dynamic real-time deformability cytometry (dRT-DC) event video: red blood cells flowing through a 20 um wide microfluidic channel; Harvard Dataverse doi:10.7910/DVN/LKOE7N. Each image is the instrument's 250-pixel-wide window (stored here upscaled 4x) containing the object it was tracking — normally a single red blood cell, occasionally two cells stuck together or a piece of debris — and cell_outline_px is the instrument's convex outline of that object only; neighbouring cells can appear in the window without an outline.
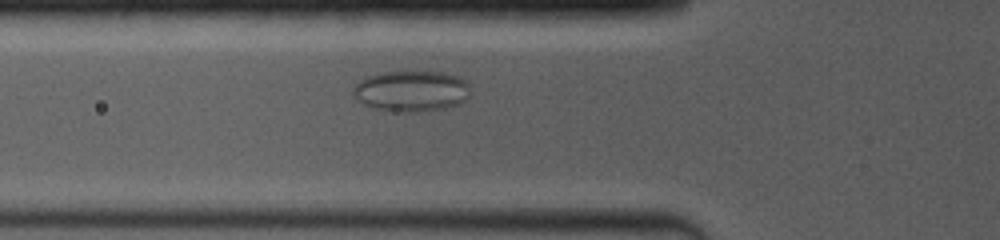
{"species": "common noctule bat (a hibernating species)", "species_latin": "Nyctalus noctula", "temperature_condition": "room temperature", "stored_images_in_passage": 20, "camera_frame_rate_fps": 4000, "um_per_image_px": 0.085, "animal": {"sex": "female", "body_mass_g": 19.0, "forearm_length_mm": 53.3}, "frame": {"image": 1, "passage_image": 5, "time_ms": 2.75, "image_size_px": [1000, 240], "cell_outline_px": [[468, 96], [460, 104], [444, 108], [412, 112], [404, 112], [372, 108], [356, 100], [352, 92], [356, 84], [360, 80], [368, 76], [380, 72], [444, 72], [460, 76], [468, 84]], "centroid_in_image_um": [34.95, 7.73], "position_along_channel_um": 90.9, "area_um2": 27.86}}
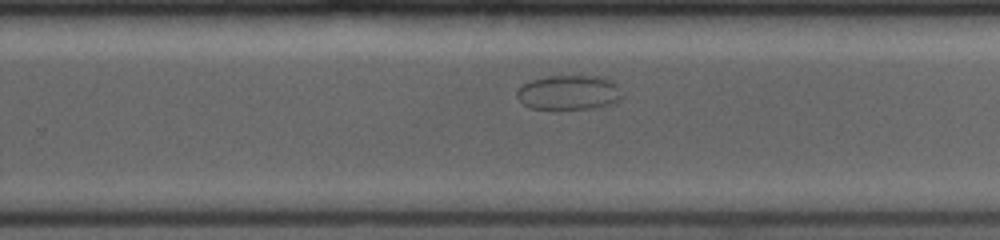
{"frame": {"image": 2, "passage_image": 14, "time_ms": 8.25, "image_size_px": [1000, 240], "cell_outline_px": [[624, 96], [616, 104], [592, 108], [528, 108], [516, 96], [516, 92], [524, 84], [532, 80], [548, 76], [600, 76], [612, 80], [616, 84]], "centroid_in_image_um": [48.42, 7.86], "position_along_channel_um": 281.4, "area_um2": 21.21}}
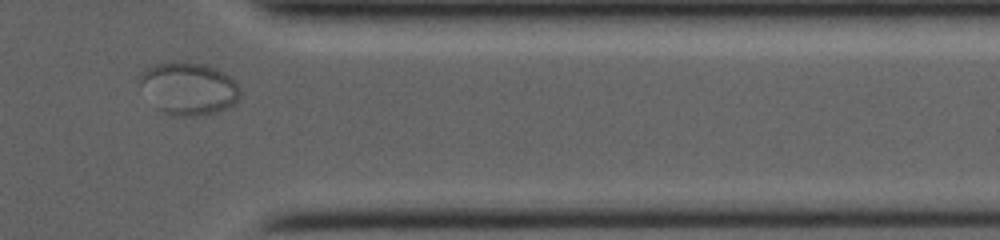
{"frame": {"image": 3, "passage_image": 19, "time_ms": 11.5, "image_size_px": [1000, 240], "cell_outline_px": [[240, 100], [236, 104], [216, 112], [196, 116], [172, 116], [156, 108], [136, 80], [140, 72], [156, 64], [172, 60], [180, 60], [200, 64], [216, 68], [224, 72], [236, 80], [240, 88]], "centroid_in_image_um": [16.03, 7.51], "position_along_channel_um": 395.4, "area_um2": 31.33}}